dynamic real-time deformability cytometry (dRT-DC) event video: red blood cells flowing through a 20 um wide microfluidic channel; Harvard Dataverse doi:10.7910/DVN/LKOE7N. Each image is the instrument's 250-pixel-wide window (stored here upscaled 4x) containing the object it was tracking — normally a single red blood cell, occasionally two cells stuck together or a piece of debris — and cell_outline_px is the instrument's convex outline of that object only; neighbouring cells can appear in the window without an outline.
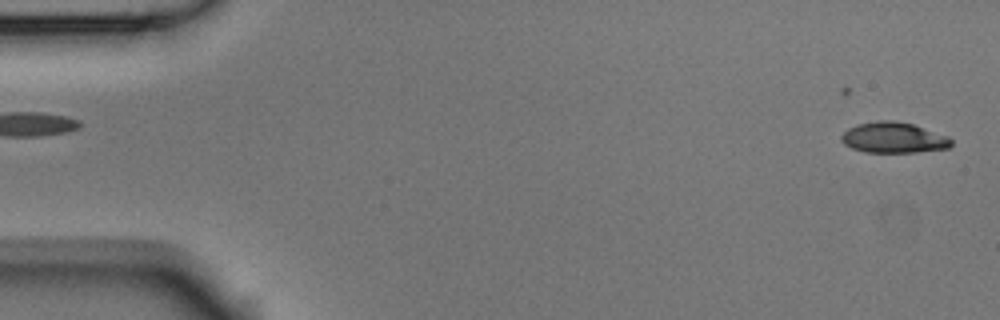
{"species": "Egyptian fruit bat (a non-hibernating species)", "species_latin": "Rousettus aegyptiacus", "temperature_condition": "room temperature", "stored_images_in_passage": 18, "camera_frame_rate_fps": 3000, "um_per_image_px": 0.085, "animal": {"sex": "male"}, "frame": {"image": 1, "passage_image": 1, "time_ms": 0.0, "image_size_px": [1000, 320], "cell_outline_px": [[952, 144], [948, 148], [916, 152], [864, 152], [852, 148], [844, 144], [840, 140], [840, 136], [848, 128], [856, 124], [876, 120], [892, 120], [912, 124], [948, 136], [952, 140]], "centroid_in_image_um": [75.92, 11.69], "position_along_channel_um": 9.1, "area_um2": 19.71}}
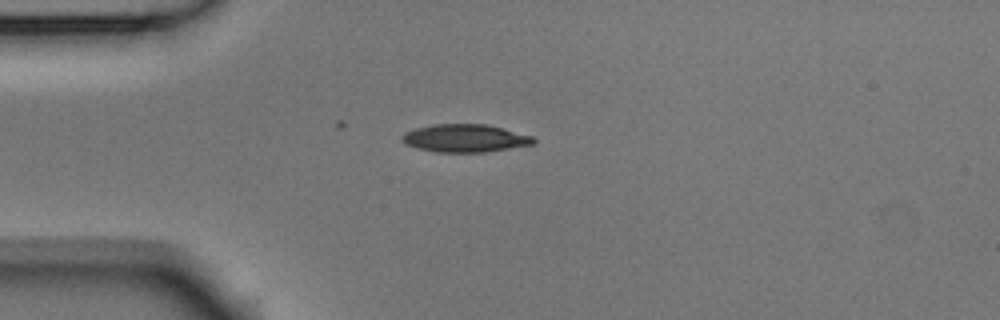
{"frame": {"image": 2, "passage_image": 13, "time_ms": 4.0, "image_size_px": [1000, 320], "cell_outline_px": [[536, 140], [532, 144], [484, 152], [436, 152], [416, 148], [404, 144], [400, 140], [400, 136], [404, 132], [416, 128], [432, 124], [488, 124], [504, 128], [532, 136]], "centroid_in_image_um": [39.46, 11.74], "position_along_channel_um": 45.5, "area_um2": 21.44}}
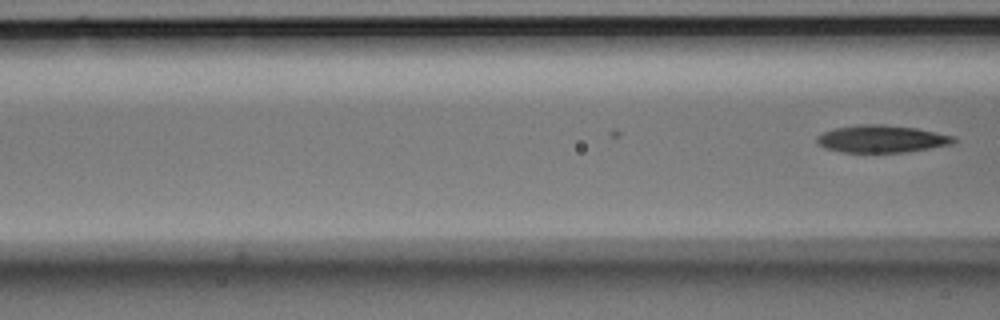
{"frame": {"image": 3, "passage_image": 18, "time_ms": 5.667, "image_size_px": [1000, 320], "cell_outline_px": [[956, 140], [952, 144], [908, 152], [840, 152], [824, 148], [816, 144], [816, 136], [824, 132], [836, 128], [864, 124], [884, 124], [916, 128], [956, 136]], "centroid_in_image_um": [74.93, 11.81], "position_along_channel_um": 91.7, "area_um2": 21.91}}